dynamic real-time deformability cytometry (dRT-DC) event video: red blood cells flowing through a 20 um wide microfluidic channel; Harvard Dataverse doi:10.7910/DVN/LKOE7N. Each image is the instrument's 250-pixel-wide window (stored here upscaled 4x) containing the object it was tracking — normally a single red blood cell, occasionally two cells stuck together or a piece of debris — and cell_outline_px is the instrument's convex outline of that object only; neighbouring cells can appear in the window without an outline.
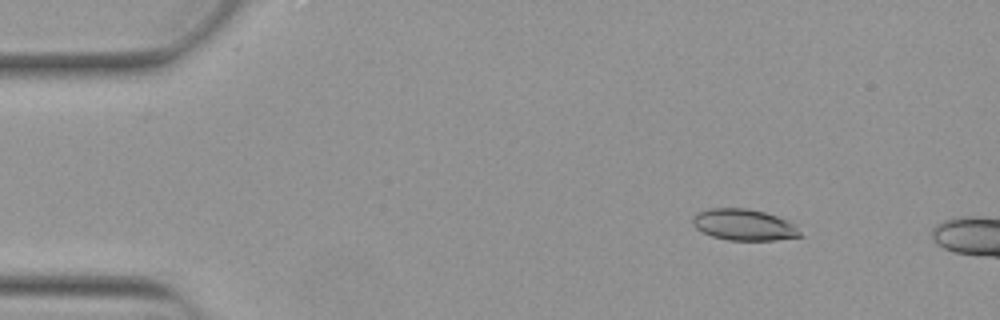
{"species": "Egyptian fruit bat (a non-hibernating species)", "species_latin": "Rousettus aegyptiacus", "temperature_condition": "warm", "stored_images_in_passage": 12, "camera_frame_rate_fps": 3000, "um_per_image_px": 0.085, "animal": {"sex": "female"}, "frame": {"image": 1, "passage_image": 7, "time_ms": 2.0, "image_size_px": [1000, 320], "cell_outline_px": [[804, 236], [776, 240], [728, 240], [712, 236], [696, 228], [692, 224], [692, 216], [696, 212], [708, 208], [748, 208], [764, 212], [788, 220], [796, 224]], "centroid_in_image_um": [63.25, 19.1], "position_along_channel_um": 21.7, "area_um2": 19.88}}